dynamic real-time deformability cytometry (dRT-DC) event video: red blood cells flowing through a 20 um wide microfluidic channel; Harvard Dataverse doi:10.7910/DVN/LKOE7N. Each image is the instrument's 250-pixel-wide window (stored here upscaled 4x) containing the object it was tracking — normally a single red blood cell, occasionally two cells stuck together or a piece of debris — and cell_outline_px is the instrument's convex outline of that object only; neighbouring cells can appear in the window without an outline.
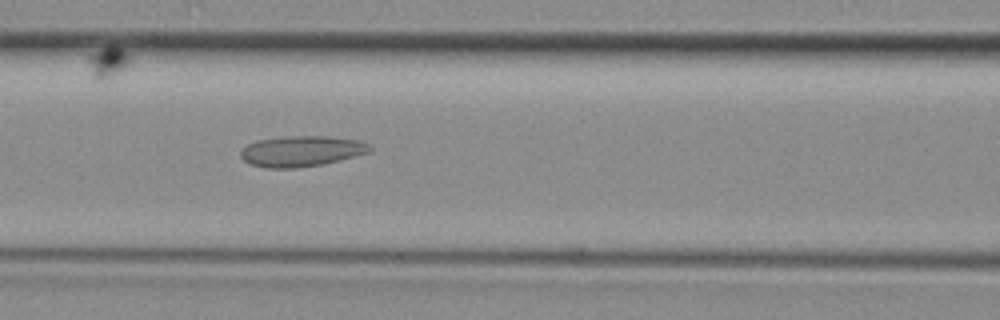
{"species": "common noctule bat (a hibernating species)", "species_latin": "Nyctalus noctula", "temperature_condition": "room temperature", "stored_images_in_passage": 38, "camera_frame_rate_fps": 3000, "um_per_image_px": 0.085, "animal": {"sex": "female", "body_mass_g": 29.2, "forearm_length_mm": 56.3}, "frame": {"image": 1, "passage_image": 20, "time_ms": 6.333, "image_size_px": [1000, 320], "cell_outline_px": [[372, 148], [368, 152], [340, 160], [320, 164], [296, 168], [264, 168], [248, 164], [240, 156], [240, 152], [248, 144], [256, 140], [288, 136], [328, 136], [356, 140], [368, 144]], "centroid_in_image_um": [25.56, 12.85], "position_along_channel_um": 141.0, "area_um2": 22.95}}
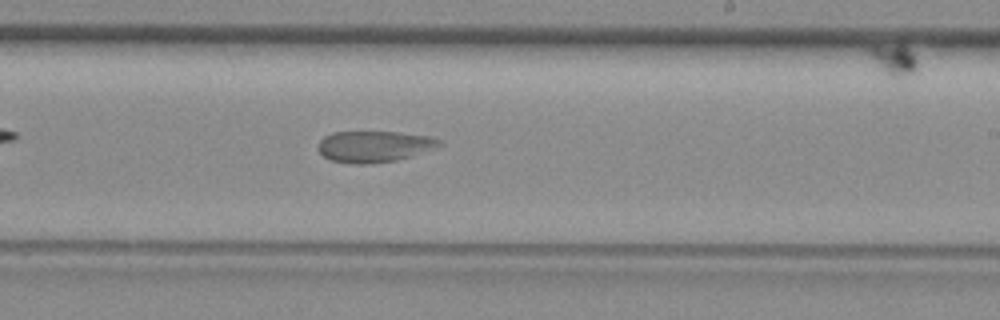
{"frame": {"image": 2, "passage_image": 28, "time_ms": 9.0, "image_size_px": [1000, 320], "cell_outline_px": [[444, 144], [436, 148], [412, 156], [396, 160], [368, 164], [352, 164], [332, 160], [324, 156], [320, 152], [320, 140], [324, 136], [332, 132], [400, 132], [432, 136], [444, 140]], "centroid_in_image_um": [31.9, 12.44], "position_along_channel_um": 257.1, "area_um2": 22.25}}
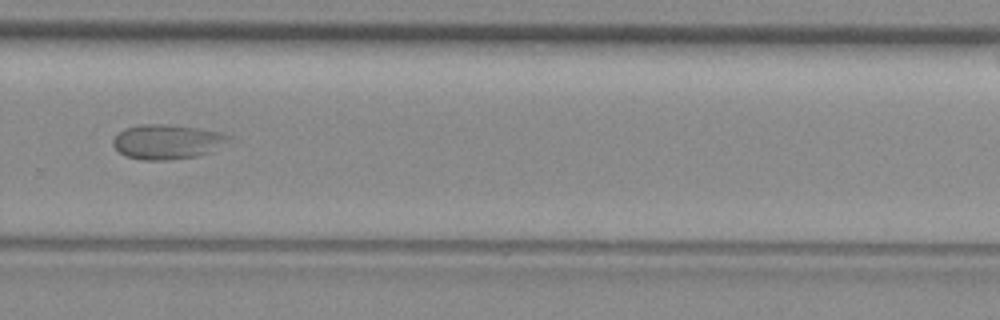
{"frame": {"image": 3, "passage_image": 32, "time_ms": 10.333, "image_size_px": [1000, 320], "cell_outline_px": [[232, 136], [208, 152], [196, 156], [164, 160], [140, 160], [128, 156], [120, 152], [112, 144], [112, 140], [124, 128], [144, 124], [164, 124], [196, 128], [220, 132]], "centroid_in_image_um": [14.13, 12.04], "position_along_channel_um": 315.7, "area_um2": 22.72}}